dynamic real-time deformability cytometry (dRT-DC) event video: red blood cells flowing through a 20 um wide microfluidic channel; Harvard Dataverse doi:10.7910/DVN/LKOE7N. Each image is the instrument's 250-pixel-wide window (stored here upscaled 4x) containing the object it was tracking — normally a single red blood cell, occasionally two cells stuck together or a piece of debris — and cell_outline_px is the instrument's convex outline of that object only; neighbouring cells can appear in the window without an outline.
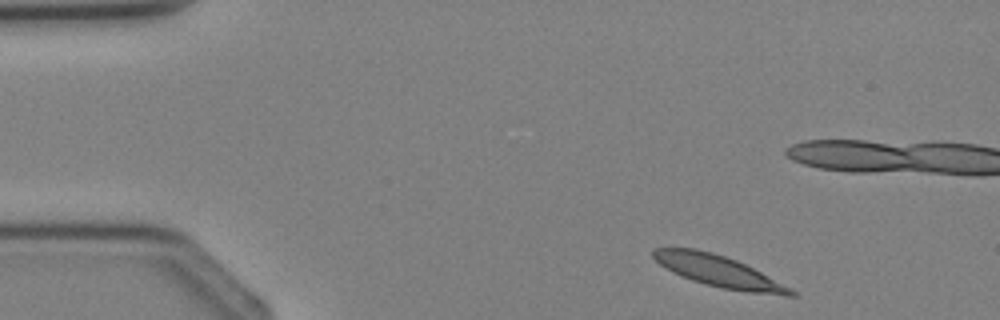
{"species": "Egyptian fruit bat (a non-hibernating species)", "species_latin": "Rousettus aegyptiacus", "temperature_condition": "cold", "stored_images_in_passage": 4, "camera_frame_rate_fps": 3000, "um_per_image_px": 0.085, "animal": {"sex": "female"}, "frame": {"image": 1, "passage_image": 1, "time_ms": 0.0, "image_size_px": [1000, 320], "cell_outline_px": [[796, 296], [784, 296], [748, 292], [720, 288], [692, 280], [672, 272], [660, 264], [652, 256], [652, 248], [696, 248], [712, 252], [736, 260], [792, 288], [796, 292]], "centroid_in_image_um": [61.09, 23.06], "position_along_channel_um": 23.9, "area_um2": 25.03}}